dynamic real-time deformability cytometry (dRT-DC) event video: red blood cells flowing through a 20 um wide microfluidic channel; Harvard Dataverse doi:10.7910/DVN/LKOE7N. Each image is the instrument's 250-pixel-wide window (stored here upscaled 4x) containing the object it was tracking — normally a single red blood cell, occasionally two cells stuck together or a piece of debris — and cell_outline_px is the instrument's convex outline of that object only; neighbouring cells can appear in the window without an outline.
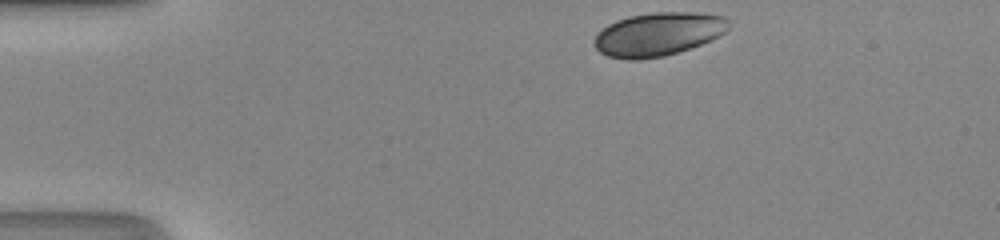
{"species": "human", "species_latin": "Homo sapiens", "temperature_condition": "room temperature", "stored_images_in_passage": 37, "camera_frame_rate_fps": 3000, "um_per_image_px": 0.085, "donor": {"sex": "male"}, "frame": {"image": 1, "passage_image": 1, "time_ms": 0.0, "image_size_px": [1000, 240], "cell_outline_px": [[728, 28], [720, 36], [700, 44], [664, 56], [640, 60], [628, 60], [608, 56], [600, 52], [592, 44], [596, 36], [608, 24], [616, 20], [628, 16], [652, 12], [696, 12], [724, 16], [728, 20]], "centroid_in_image_um": [55.92, 2.9], "position_along_channel_um": 29.1, "area_um2": 33.99}}
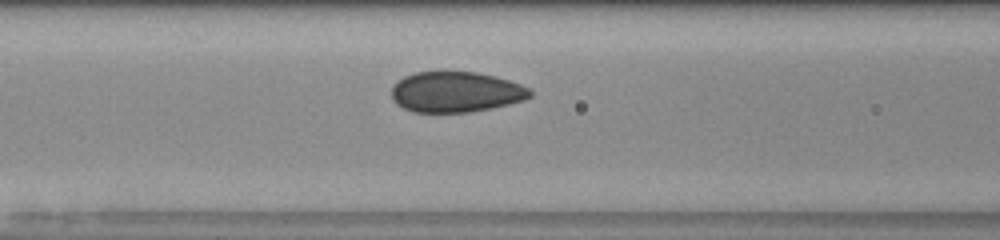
{"frame": {"image": 2, "passage_image": 13, "time_ms": 4.0, "image_size_px": [1000, 240], "cell_outline_px": [[532, 96], [524, 100], [492, 108], [472, 112], [412, 112], [396, 104], [392, 100], [392, 88], [404, 76], [416, 72], [444, 68], [476, 72], [496, 76], [520, 84], [528, 88], [532, 92]], "centroid_in_image_um": [38.74, 7.78], "position_along_channel_um": 127.9, "area_um2": 33.58}}
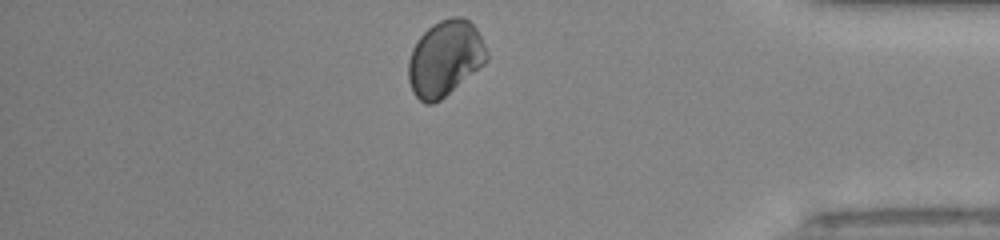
{"frame": {"image": 3, "passage_image": 34, "time_ms": 11.0, "image_size_px": [1000, 240], "cell_outline_px": [[488, 60], [484, 64], [440, 100], [432, 104], [424, 104], [412, 92], [408, 80], [408, 60], [412, 48], [420, 36], [432, 24], [440, 20], [452, 16], [460, 16], [468, 20], [476, 28], [484, 44], [488, 56]], "centroid_in_image_um": [37.8, 4.96], "position_along_channel_um": 397.4, "area_um2": 34.45}, "authors_computed_cell_mechanics": {"area_um2": 33.4662, "velocity_mm_per_s": 4.2681, "shape_relaxation_time_tau1_ms": 4.4113, "shape_relaxation_time_tau2_ms": null, "deformation_change_tau1": 0.0651, "deformation_change_tau2": null}}